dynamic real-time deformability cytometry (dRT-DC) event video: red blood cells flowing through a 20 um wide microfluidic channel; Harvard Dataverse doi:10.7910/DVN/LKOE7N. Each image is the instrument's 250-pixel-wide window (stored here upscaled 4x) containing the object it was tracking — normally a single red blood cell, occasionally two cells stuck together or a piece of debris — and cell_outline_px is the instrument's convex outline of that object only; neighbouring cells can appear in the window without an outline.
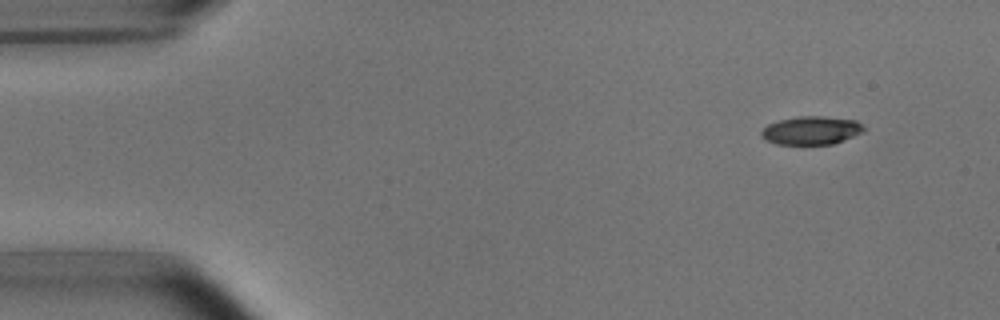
{"species": "common noctule bat (a hibernating species)", "species_latin": "Nyctalus noctula", "temperature_condition": "room temperature", "stored_images_in_passage": 3, "camera_frame_rate_fps": 3000, "um_per_image_px": 0.085, "animal": {"sex": "male", "body_mass_g": 15.6}, "frame": {"image": 1, "passage_image": 3, "time_ms": 2.333, "image_size_px": [1000, 320], "cell_outline_px": [[864, 128], [860, 132], [844, 140], [832, 144], [776, 144], [764, 140], [760, 136], [760, 132], [768, 124], [780, 120], [796, 116], [824, 116], [856, 120]], "centroid_in_image_um": [68.89, 11.08], "position_along_channel_um": 16.1, "area_um2": 16.82}}